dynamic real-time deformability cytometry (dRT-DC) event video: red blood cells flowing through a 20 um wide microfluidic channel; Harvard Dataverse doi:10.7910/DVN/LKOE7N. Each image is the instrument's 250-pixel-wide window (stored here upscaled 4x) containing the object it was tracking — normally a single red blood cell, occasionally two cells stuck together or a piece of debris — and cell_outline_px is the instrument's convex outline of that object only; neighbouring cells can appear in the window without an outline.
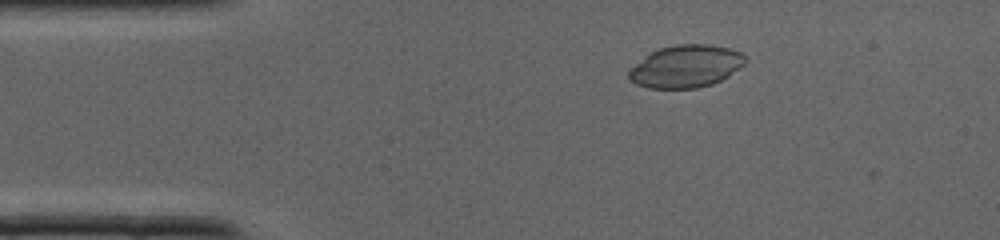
{"species": "common noctule bat (a hibernating species)", "species_latin": "Nyctalus noctula", "temperature_condition": "cold", "stored_images_in_passage": 36, "camera_frame_rate_fps": 3000, "um_per_image_px": 0.085, "animal": {"sex": "male", "body_mass_g": 19.0, "forearm_length_mm": 50.8}, "frame": {"image": 1, "passage_image": 6, "time_ms": 1.667, "image_size_px": [1000, 240], "cell_outline_px": [[748, 60], [740, 68], [728, 76], [712, 84], [696, 88], [648, 88], [636, 84], [628, 80], [628, 68], [644, 56], [660, 48], [676, 44], [708, 44], [728, 48], [740, 52]], "centroid_in_image_um": [58.27, 5.64], "position_along_channel_um": 26.7, "area_um2": 28.96}}
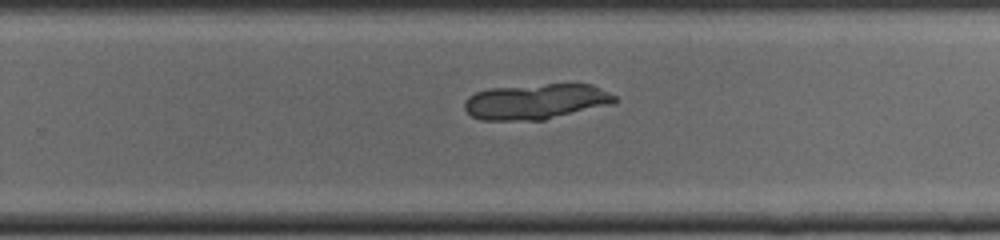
{"frame": {"image": 2, "passage_image": 23, "time_ms": 7.333, "image_size_px": [1000, 240], "cell_outline_px": [[616, 100], [612, 104], [544, 120], [480, 120], [472, 116], [464, 108], [464, 104], [468, 96], [476, 92], [488, 88], [548, 84], [592, 84], [616, 96]], "centroid_in_image_um": [45.54, 8.63], "position_along_channel_um": 284.3, "area_um2": 31.04}}
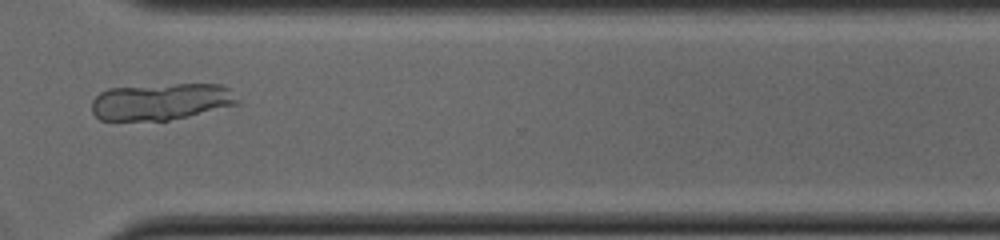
{"frame": {"image": 3, "passage_image": 27, "time_ms": 8.667, "image_size_px": [1000, 240], "cell_outline_px": [[240, 104], [188, 116], [168, 120], [100, 120], [92, 112], [92, 100], [100, 92], [108, 88], [176, 84], [220, 84], [228, 88]], "centroid_in_image_um": [13.67, 8.64], "position_along_channel_um": 356.9, "area_um2": 31.04}}